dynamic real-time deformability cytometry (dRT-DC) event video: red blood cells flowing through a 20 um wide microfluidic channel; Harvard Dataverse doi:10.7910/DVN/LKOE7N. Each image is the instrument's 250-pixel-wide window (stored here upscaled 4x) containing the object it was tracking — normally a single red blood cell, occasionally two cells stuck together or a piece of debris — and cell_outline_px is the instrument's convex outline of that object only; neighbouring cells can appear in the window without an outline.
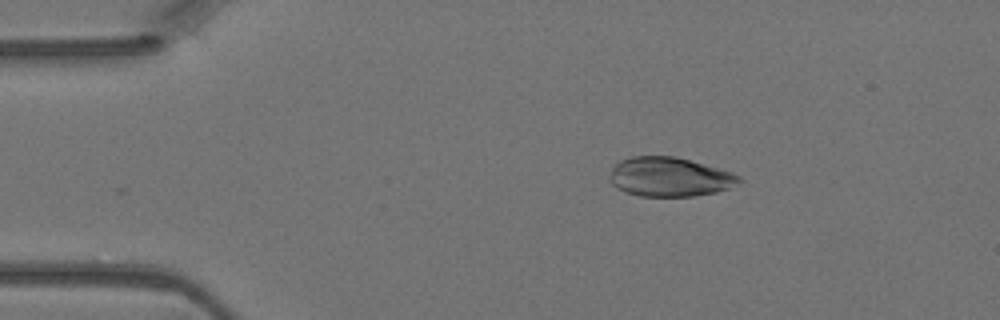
{"species": "Egyptian fruit bat (a non-hibernating species)", "species_latin": "Rousettus aegyptiacus", "temperature_condition": "warm", "stored_images_in_passage": 3, "camera_frame_rate_fps": 3000, "um_per_image_px": 0.085, "animal": {"sex": "female"}, "frame": {"image": 1, "passage_image": 3, "time_ms": 0.667, "image_size_px": [1000, 320], "cell_outline_px": [[744, 180], [728, 188], [716, 192], [696, 196], [640, 196], [616, 188], [608, 180], [608, 176], [612, 168], [620, 160], [632, 156], [676, 156], [732, 172], [740, 176]], "centroid_in_image_um": [56.9, 15.03], "position_along_channel_um": 28.1, "area_um2": 29.71}}